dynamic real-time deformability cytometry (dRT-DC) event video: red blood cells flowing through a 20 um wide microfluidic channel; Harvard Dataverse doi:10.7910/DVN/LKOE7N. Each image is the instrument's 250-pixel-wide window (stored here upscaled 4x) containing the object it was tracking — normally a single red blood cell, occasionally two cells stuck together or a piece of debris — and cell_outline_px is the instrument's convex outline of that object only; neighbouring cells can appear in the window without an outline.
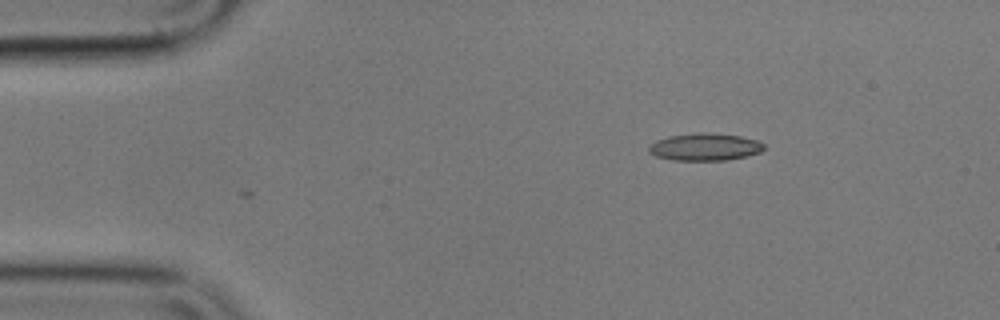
{"species": "common noctule bat (a hibernating species)", "species_latin": "Nyctalus noctula", "temperature_condition": "cold", "stored_images_in_passage": 2, "camera_frame_rate_fps": 3000, "um_per_image_px": 0.085, "animal": {"sex": "male", "body_mass_g": 17.9}, "frame": {"image": 1, "passage_image": 1, "time_ms": 0.0, "image_size_px": [1000, 320], "cell_outline_px": [[764, 148], [760, 152], [748, 156], [728, 160], [672, 160], [656, 156], [648, 152], [648, 148], [656, 140], [668, 136], [700, 132], [708, 132], [740, 136], [756, 140], [764, 144]], "centroid_in_image_um": [59.91, 12.49], "position_along_channel_um": 25.1, "area_um2": 18.38}}